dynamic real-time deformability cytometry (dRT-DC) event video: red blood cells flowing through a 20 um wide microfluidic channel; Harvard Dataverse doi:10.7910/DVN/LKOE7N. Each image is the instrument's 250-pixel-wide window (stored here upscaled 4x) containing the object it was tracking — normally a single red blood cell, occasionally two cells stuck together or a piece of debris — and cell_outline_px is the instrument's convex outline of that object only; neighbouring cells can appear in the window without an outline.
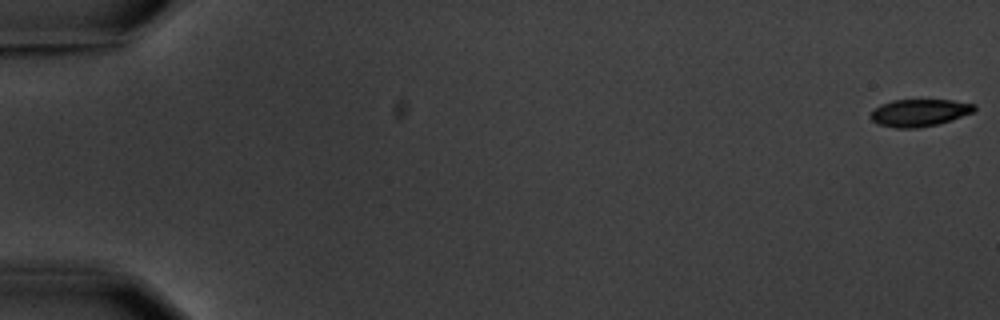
{"species": "common noctule bat (a hibernating species)", "species_latin": "Nyctalus noctula", "temperature_condition": "warm", "stored_images_in_passage": 7, "camera_frame_rate_fps": 3000, "um_per_image_px": 0.085, "animal": {"sex": "male", "body_mass_g": 20.1, "forearm_length_mm": 53.5}, "frame": {"image": 1, "passage_image": 1, "time_ms": 0.0, "image_size_px": [1000, 320], "cell_outline_px": [[976, 108], [972, 112], [936, 124], [916, 128], [896, 128], [876, 124], [872, 120], [872, 112], [880, 104], [892, 100], [952, 100], [976, 104]], "centroid_in_image_um": [78.12, 9.57], "position_along_channel_um": 6.9, "area_um2": 16.18}}
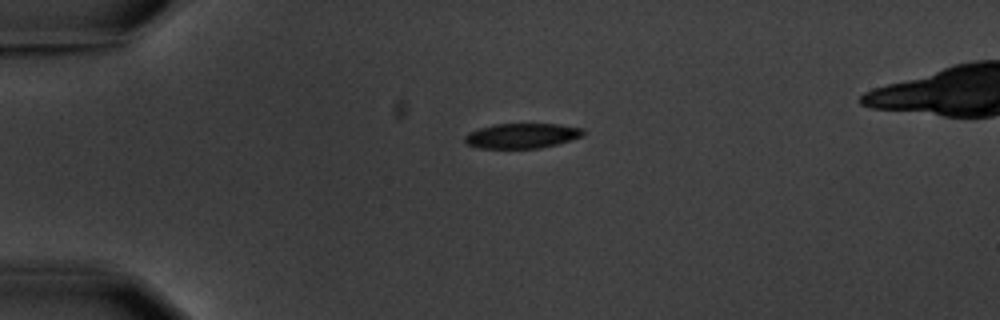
{"frame": {"image": 2, "passage_image": 5, "time_ms": 4.667, "image_size_px": [1000, 320], "cell_outline_px": [[584, 136], [556, 144], [540, 148], [476, 148], [468, 144], [464, 140], [464, 136], [468, 132], [480, 128], [496, 124], [560, 124], [584, 128]], "centroid_in_image_um": [44.37, 11.54], "position_along_channel_um": 40.6, "area_um2": 17.28}}